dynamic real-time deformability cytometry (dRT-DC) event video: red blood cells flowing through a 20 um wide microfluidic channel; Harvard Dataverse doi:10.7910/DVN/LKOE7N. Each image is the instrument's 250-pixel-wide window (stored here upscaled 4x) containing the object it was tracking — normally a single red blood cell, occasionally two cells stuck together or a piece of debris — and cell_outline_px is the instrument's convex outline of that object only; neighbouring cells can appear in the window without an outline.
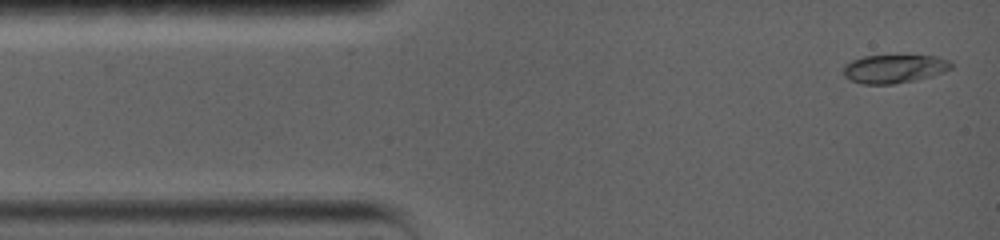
{"species": "common noctule bat (a hibernating species)", "species_latin": "Nyctalus noctula", "temperature_condition": "warm", "stored_images_in_passage": 11, "camera_frame_rate_fps": 5000, "um_per_image_px": 0.085, "animal": {"sex": "female", "body_mass_g": 19.0, "forearm_length_mm": 56.7}, "frame": {"image": 1, "passage_image": 1, "time_ms": 0.0, "image_size_px": [1000, 240], "cell_outline_px": [[952, 68], [944, 72], [932, 76], [916, 80], [892, 84], [860, 84], [844, 76], [844, 64], [852, 60], [864, 56], [936, 56], [948, 60], [952, 64]], "centroid_in_image_um": [76.01, 5.85], "position_along_channel_um": 9.0, "area_um2": 17.8}}
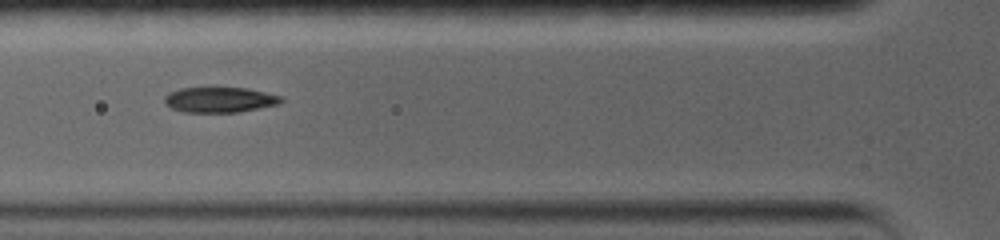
{"frame": {"image": 2, "passage_image": 7, "time_ms": 4.6, "image_size_px": [1000, 240], "cell_outline_px": [[284, 100], [280, 104], [240, 112], [184, 112], [172, 108], [164, 104], [164, 96], [168, 92], [180, 88], [248, 88], [280, 96]], "centroid_in_image_um": [18.66, 8.48], "position_along_channel_um": 107.1, "area_um2": 17.28}}
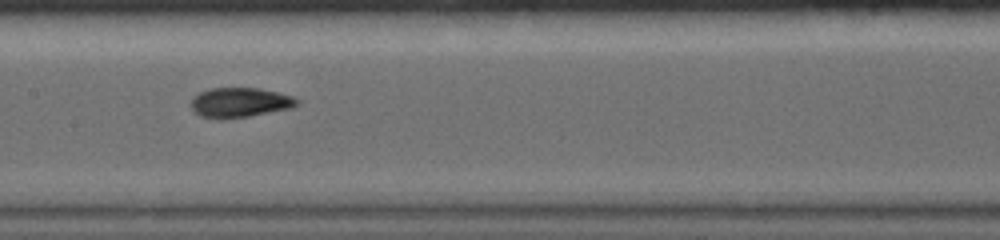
{"frame": {"image": 3, "passage_image": 10, "time_ms": 6.8, "image_size_px": [1000, 240], "cell_outline_px": [[300, 104], [292, 108], [248, 116], [224, 120], [220, 120], [200, 116], [188, 104], [192, 96], [200, 92], [212, 88], [256, 88], [276, 92], [292, 96], [300, 100]], "centroid_in_image_um": [20.35, 8.72], "position_along_channel_um": 187.0, "area_um2": 18.61}}